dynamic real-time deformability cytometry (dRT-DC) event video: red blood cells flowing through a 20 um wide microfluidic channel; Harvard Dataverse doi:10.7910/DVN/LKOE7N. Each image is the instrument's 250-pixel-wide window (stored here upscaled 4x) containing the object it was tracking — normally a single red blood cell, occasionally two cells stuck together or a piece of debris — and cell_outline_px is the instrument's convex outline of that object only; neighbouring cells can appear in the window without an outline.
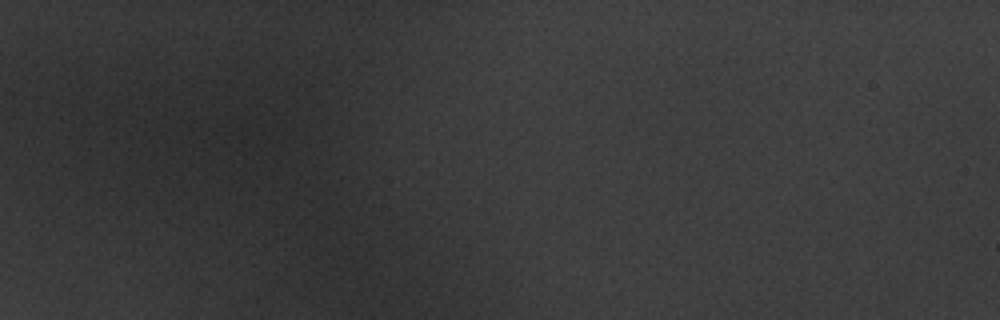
{"species": "common noctule bat (a hibernating species)", "species_latin": "Nyctalus noctula", "temperature_condition": "warm", "stored_images_in_passage": 2, "segment_of_instrument_passage": [1, 2], "camera_frame_rate_fps": 3000, "um_per_image_px": 0.085, "animal": {"sex": "male", "body_mass_g": 20.1, "forearm_length_mm": 53.5}, "frame": {"image": 1, "passage_image": 1, "time_ms": 0.0, "image_size_px": [1000, 320], "cell_outline_px": [[320, 140], [312, 152], [296, 164], [284, 172], [276, 176], [240, 152], [232, 128], [240, 116], [272, 108], [288, 108], [300, 112]], "centroid_in_image_um": [23.39, 11.76], "position_along_channel_um": 61.6, "area_um2": 28.9}}